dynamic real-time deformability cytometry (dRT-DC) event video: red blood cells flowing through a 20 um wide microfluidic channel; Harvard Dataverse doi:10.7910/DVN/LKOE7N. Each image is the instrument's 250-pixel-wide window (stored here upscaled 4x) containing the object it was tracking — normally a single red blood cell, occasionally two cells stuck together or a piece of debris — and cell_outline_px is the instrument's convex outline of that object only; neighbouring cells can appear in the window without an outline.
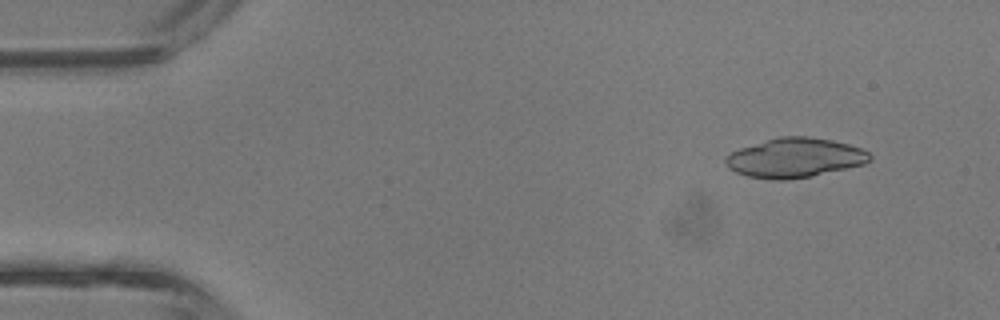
{"species": "common noctule bat (a hibernating species)", "species_latin": "Nyctalus noctula", "temperature_condition": "room temperature", "stored_images_in_passage": 42, "segment_of_instrument_passage": [1, 2], "camera_frame_rate_fps": 3000, "um_per_image_px": 0.085, "animal": {"sex": "male", "body_mass_g": 13.3}, "frame": {"image": 1, "passage_image": 4, "time_ms": 1.0, "image_size_px": [1000, 320], "cell_outline_px": [[872, 160], [864, 164], [812, 176], [788, 180], [772, 180], [748, 176], [736, 172], [728, 168], [724, 160], [724, 156], [740, 148], [780, 136], [808, 136], [832, 140], [848, 144], [860, 148], [868, 152], [872, 156]], "centroid_in_image_um": [67.56, 13.42], "position_along_channel_um": 17.4, "area_um2": 33.18}}